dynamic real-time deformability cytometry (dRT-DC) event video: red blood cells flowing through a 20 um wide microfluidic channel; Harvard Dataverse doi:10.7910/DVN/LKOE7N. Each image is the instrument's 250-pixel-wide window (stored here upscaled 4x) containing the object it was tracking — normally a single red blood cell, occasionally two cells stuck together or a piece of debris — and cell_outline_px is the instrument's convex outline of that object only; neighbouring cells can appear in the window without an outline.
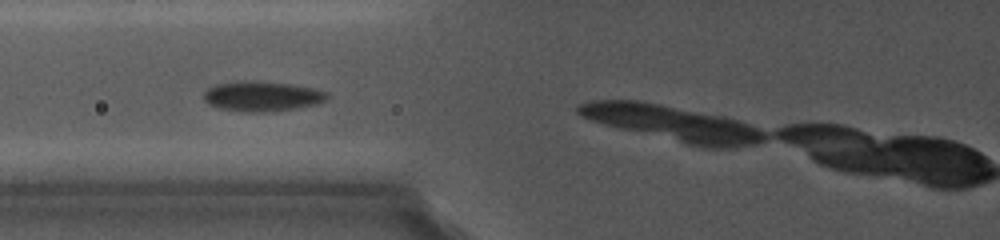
{"species": "common noctule bat (a hibernating species)", "species_latin": "Nyctalus noctula", "temperature_condition": "cold", "stored_images_in_passage": 6, "camera_frame_rate_fps": 5000, "um_per_image_px": 0.085, "animal": {"sex": "female", "body_mass_g": 19.0, "forearm_length_mm": 56.7}, "frame": {"image": 1, "passage_image": 3, "time_ms": 1.8, "image_size_px": [1000, 240], "cell_outline_px": [[328, 96], [324, 100], [312, 104], [296, 108], [276, 112], [244, 112], [224, 108], [208, 104], [204, 100], [204, 92], [208, 88], [220, 84], [288, 84], [308, 88], [324, 92]], "centroid_in_image_um": [22.25, 8.25], "position_along_channel_um": 103.5, "area_um2": 19.94}}